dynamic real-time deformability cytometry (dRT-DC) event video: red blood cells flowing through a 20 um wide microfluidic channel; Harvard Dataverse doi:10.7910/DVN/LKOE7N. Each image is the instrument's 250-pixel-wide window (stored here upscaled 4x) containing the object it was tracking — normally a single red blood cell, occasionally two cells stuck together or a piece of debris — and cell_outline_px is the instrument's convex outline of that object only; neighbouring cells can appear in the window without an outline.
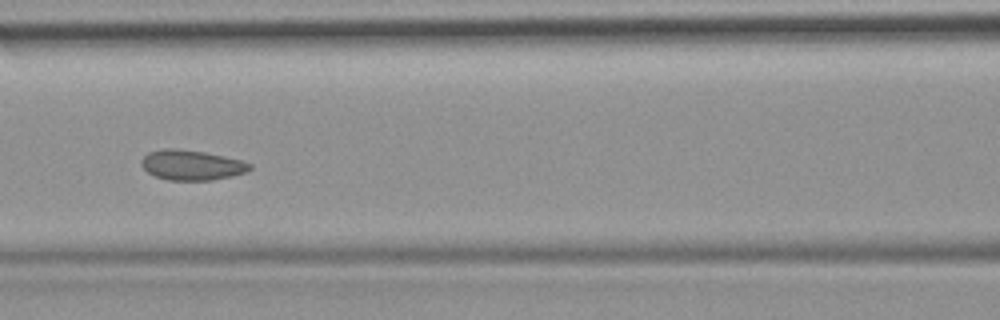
{"species": "common noctule bat (a hibernating species)", "species_latin": "Nyctalus noctula", "temperature_condition": "room temperature", "stored_images_in_passage": 48, "camera_frame_rate_fps": 3000, "um_per_image_px": 0.085, "animal": {"sex": "female", "body_mass_g": 19.9}, "frame": {"image": 1, "passage_image": 21, "time_ms": 6.667, "image_size_px": [1000, 320], "cell_outline_px": [[252, 168], [248, 172], [232, 176], [212, 180], [168, 180], [156, 176], [148, 172], [140, 164], [140, 160], [148, 152], [164, 148], [176, 148], [204, 152], [224, 156], [240, 160], [252, 164]], "centroid_in_image_um": [16.29, 14.03], "position_along_channel_um": 150.3, "area_um2": 19.07}}